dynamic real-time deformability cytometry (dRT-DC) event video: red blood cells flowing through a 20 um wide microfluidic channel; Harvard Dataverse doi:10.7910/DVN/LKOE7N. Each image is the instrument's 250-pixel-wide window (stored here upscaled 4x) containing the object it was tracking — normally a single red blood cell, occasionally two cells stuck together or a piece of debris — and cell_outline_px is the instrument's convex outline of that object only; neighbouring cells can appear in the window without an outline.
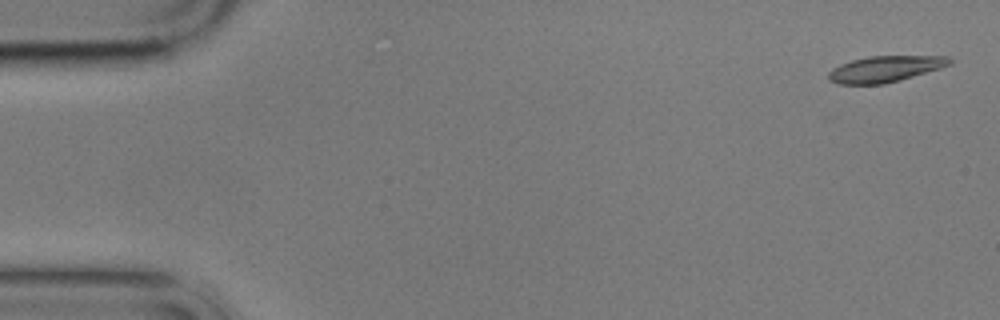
{"species": "common noctule bat (a hibernating species)", "species_latin": "Nyctalus noctula", "temperature_condition": "cold", "stored_images_in_passage": 3, "camera_frame_rate_fps": 3000, "um_per_image_px": 0.085, "animal": {"sex": "male", "body_mass_g": 17.9}, "frame": {"image": 1, "passage_image": 1, "time_ms": 0.0, "image_size_px": [1000, 320], "cell_outline_px": [[952, 64], [940, 68], [900, 80], [884, 84], [840, 84], [828, 80], [828, 72], [832, 68], [840, 64], [852, 60], [868, 56], [948, 56], [952, 60]], "centroid_in_image_um": [75.22, 5.86], "position_along_channel_um": 9.8, "area_um2": 18.44}}